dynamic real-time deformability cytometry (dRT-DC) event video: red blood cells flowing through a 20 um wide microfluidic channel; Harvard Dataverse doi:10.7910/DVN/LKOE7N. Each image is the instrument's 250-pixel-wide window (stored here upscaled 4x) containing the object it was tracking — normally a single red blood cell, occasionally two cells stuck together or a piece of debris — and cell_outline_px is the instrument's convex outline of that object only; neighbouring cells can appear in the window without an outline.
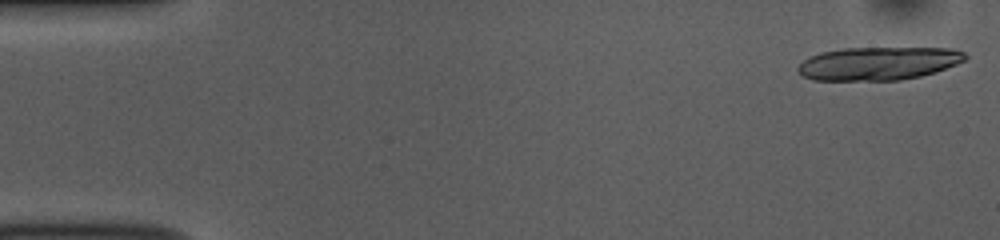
{"species": "common noctule bat (a hibernating species)", "species_latin": "Nyctalus noctula", "temperature_condition": "room temperature", "stored_images_in_passage": 17, "camera_frame_rate_fps": 3000, "um_per_image_px": 0.085, "animal": {"sex": "female", "body_mass_g": 10.0, "forearm_length_mm": 53.1}, "frame": {"image": 1, "passage_image": 1, "time_ms": 0.0, "image_size_px": [1000, 240], "cell_outline_px": [[968, 56], [964, 60], [956, 64], [936, 72], [920, 76], [900, 80], [812, 80], [804, 76], [796, 68], [804, 60], [820, 52], [844, 48], [948, 48], [964, 52]], "centroid_in_image_um": [74.67, 5.39], "position_along_channel_um": 10.3, "area_um2": 32.19}}